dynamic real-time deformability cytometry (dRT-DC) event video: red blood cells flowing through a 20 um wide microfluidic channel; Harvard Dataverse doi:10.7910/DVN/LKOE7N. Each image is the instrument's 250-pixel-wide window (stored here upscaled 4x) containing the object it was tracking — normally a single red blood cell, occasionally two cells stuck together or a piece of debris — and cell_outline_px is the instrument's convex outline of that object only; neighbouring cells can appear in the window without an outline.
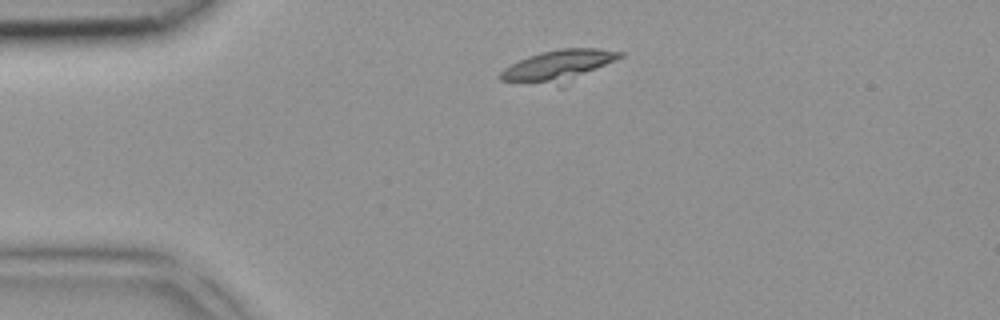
{"species": "common noctule bat (a hibernating species)", "species_latin": "Nyctalus noctula", "temperature_condition": "room temperature", "stored_images_in_passage": 1, "camera_frame_rate_fps": 3000, "um_per_image_px": 0.085, "animal": {"sex": "female", "body_mass_g": 18.4}, "frame": {"image": 1, "passage_image": 1, "time_ms": 0.0, "image_size_px": [1000, 320], "cell_outline_px": [[624, 56], [564, 88], [560, 88], [500, 80], [496, 76], [504, 68], [528, 56], [540, 52], [560, 48], [596, 48], [624, 52]], "centroid_in_image_um": [47.5, 5.65], "position_along_channel_um": 37.5, "area_um2": 23.0}}